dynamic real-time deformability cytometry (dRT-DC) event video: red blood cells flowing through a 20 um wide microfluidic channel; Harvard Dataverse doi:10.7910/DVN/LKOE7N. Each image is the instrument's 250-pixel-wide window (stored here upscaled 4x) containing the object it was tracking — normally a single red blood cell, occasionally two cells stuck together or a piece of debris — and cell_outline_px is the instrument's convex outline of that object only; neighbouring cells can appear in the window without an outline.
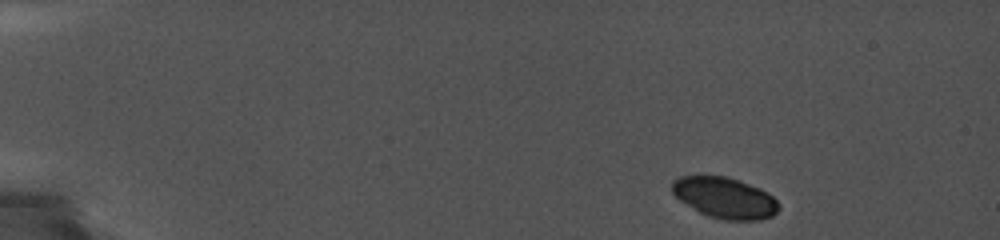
{"species": "common noctule bat (a hibernating species)", "species_latin": "Nyctalus noctula", "temperature_condition": "cold", "stored_images_in_passage": 11, "camera_frame_rate_fps": 5000, "um_per_image_px": 0.085, "animal": {"sex": "female", "body_mass_g": 19.0, "forearm_length_mm": 56.7}, "frame": {"image": 1, "passage_image": 1, "time_ms": 0.0, "image_size_px": [1000, 240], "cell_outline_px": [[780, 208], [772, 216], [760, 220], [724, 220], [708, 216], [700, 212], [680, 200], [672, 192], [672, 180], [680, 176], [728, 176], [740, 180], [760, 188], [768, 192], [780, 204]], "centroid_in_image_um": [61.63, 16.81], "position_along_channel_um": 23.4, "area_um2": 25.55}}
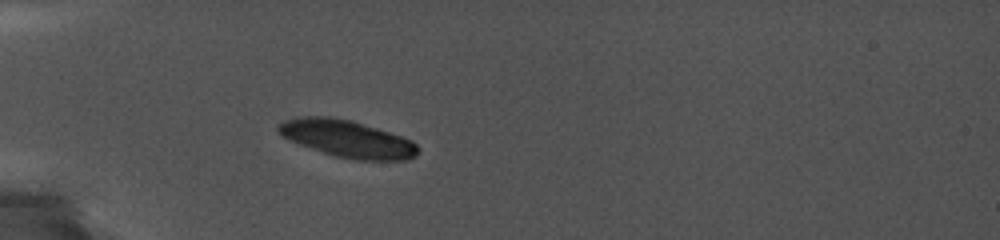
{"frame": {"image": 2, "passage_image": 9, "time_ms": 3.6, "image_size_px": [1000, 240], "cell_outline_px": [[420, 152], [416, 156], [408, 160], [356, 160], [336, 156], [300, 144], [284, 136], [276, 128], [276, 124], [284, 120], [296, 116], [328, 116], [352, 120], [404, 136], [412, 140], [420, 148]], "centroid_in_image_um": [29.57, 11.78], "position_along_channel_um": 55.4, "area_um2": 30.4}}